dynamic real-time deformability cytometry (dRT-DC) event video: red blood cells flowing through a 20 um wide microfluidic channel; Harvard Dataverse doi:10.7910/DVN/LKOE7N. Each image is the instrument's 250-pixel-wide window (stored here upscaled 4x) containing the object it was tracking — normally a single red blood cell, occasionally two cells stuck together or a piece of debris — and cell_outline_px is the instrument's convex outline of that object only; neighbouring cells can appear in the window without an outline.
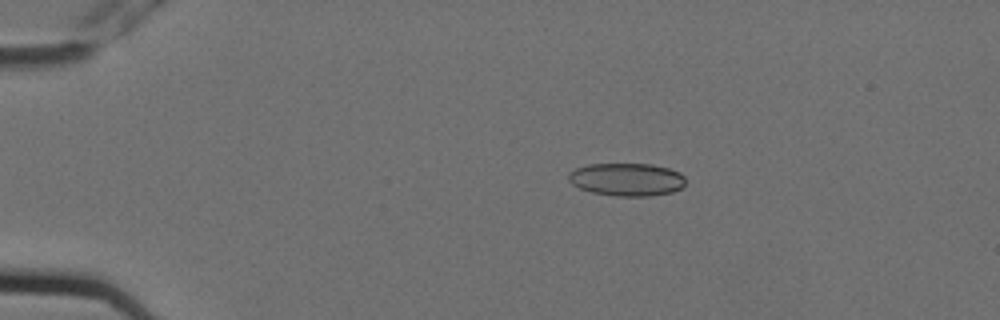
{"species": "Egyptian fruit bat (a non-hibernating species)", "species_latin": "Rousettus aegyptiacus", "temperature_condition": "cold", "stored_images_in_passage": 5, "camera_frame_rate_fps": 3000, "um_per_image_px": 0.085, "animal": {"sex": "female"}, "frame": {"image": 1, "passage_image": 1, "time_ms": 0.0, "image_size_px": [1000, 320], "cell_outline_px": [[684, 184], [680, 188], [672, 192], [652, 196], [616, 196], [592, 192], [580, 188], [572, 184], [568, 180], [568, 172], [576, 168], [588, 164], [652, 164], [668, 168], [680, 172], [684, 176]], "centroid_in_image_um": [53.26, 15.25], "position_along_channel_um": 31.7, "area_um2": 22.48}}
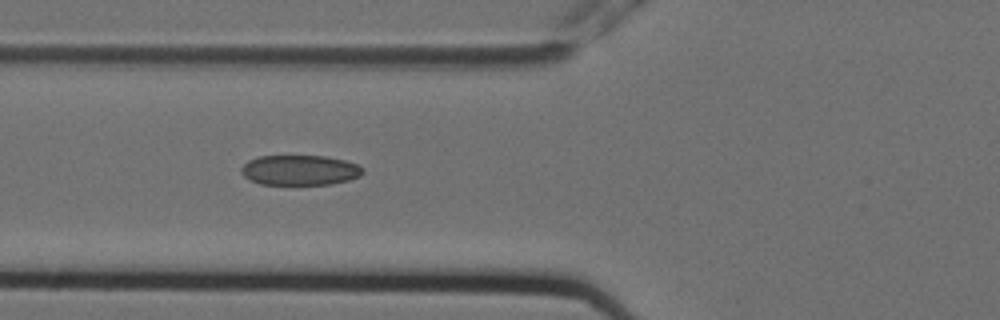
{"frame": {"image": 2, "passage_image": 4, "time_ms": 1.0, "image_size_px": [1000, 320], "cell_outline_px": [[364, 172], [360, 176], [348, 180], [332, 184], [260, 184], [248, 180], [240, 172], [240, 168], [248, 160], [256, 156], [324, 156], [344, 160], [356, 164], [364, 168]], "centroid_in_image_um": [25.45, 14.46], "position_along_channel_um": 100.3, "area_um2": 21.44}}
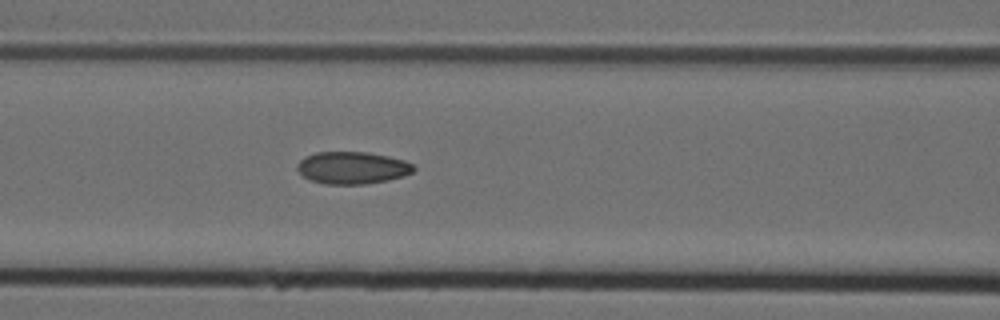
{"frame": {"image": 3, "passage_image": 5, "time_ms": 1.333, "image_size_px": [1000, 320], "cell_outline_px": [[416, 168], [412, 172], [404, 176], [388, 180], [368, 184], [324, 184], [308, 180], [296, 168], [296, 164], [304, 156], [316, 152], [368, 152], [388, 156], [404, 160], [412, 164]], "centroid_in_image_um": [29.93, 14.26], "position_along_channel_um": 136.7, "area_um2": 22.08}}